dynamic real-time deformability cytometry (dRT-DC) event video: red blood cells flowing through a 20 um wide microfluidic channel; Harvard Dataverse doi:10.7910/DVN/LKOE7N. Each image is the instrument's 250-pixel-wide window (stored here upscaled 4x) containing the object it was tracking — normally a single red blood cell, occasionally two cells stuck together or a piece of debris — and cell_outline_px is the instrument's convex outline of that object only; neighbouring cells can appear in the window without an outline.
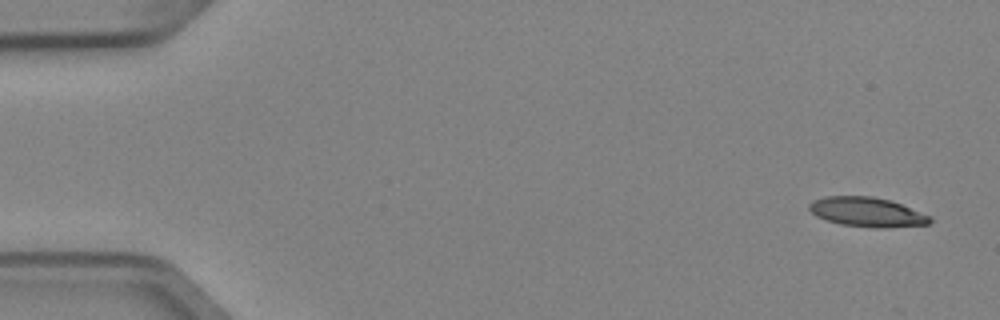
{"species": "Egyptian fruit bat (a non-hibernating species)", "species_latin": "Rousettus aegyptiacus", "temperature_condition": "cold", "stored_images_in_passage": 7, "camera_frame_rate_fps": 3000, "um_per_image_px": 0.085, "animal": {"sex": "female"}, "frame": {"image": 1, "passage_image": 1, "time_ms": 0.0, "image_size_px": [1000, 320], "cell_outline_px": [[932, 220], [928, 224], [880, 228], [872, 228], [840, 224], [816, 216], [808, 208], [808, 204], [812, 200], [824, 196], [872, 196], [888, 200], [900, 204], [932, 216]], "centroid_in_image_um": [73.67, 18.02], "position_along_channel_um": 11.3, "area_um2": 20.69}}
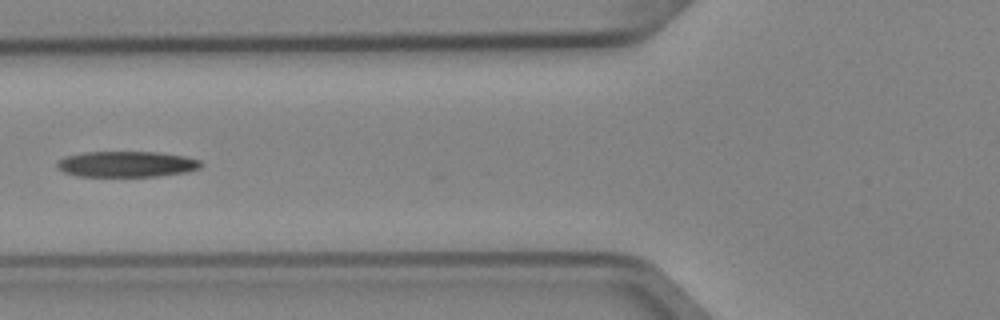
{"frame": {"image": 2, "passage_image": 6, "time_ms": 1.667, "image_size_px": [1000, 320], "cell_outline_px": [[204, 164], [200, 168], [184, 172], [160, 176], [76, 176], [64, 172], [56, 168], [56, 160], [64, 156], [84, 152], [156, 152], [184, 156], [200, 160]], "centroid_in_image_um": [10.71, 13.95], "position_along_channel_um": 115.1, "area_um2": 21.79}}
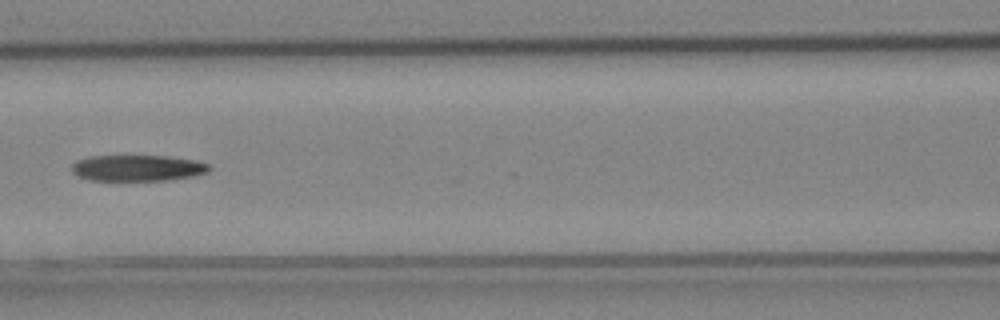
{"frame": {"image": 3, "passage_image": 7, "time_ms": 2.0, "image_size_px": [1000, 320], "cell_outline_px": [[212, 168], [208, 172], [192, 176], [164, 180], [88, 180], [72, 172], [72, 164], [76, 160], [88, 156], [168, 156], [196, 160], [208, 164]], "centroid_in_image_um": [11.69, 14.27], "position_along_channel_um": 154.9, "area_um2": 20.87}}